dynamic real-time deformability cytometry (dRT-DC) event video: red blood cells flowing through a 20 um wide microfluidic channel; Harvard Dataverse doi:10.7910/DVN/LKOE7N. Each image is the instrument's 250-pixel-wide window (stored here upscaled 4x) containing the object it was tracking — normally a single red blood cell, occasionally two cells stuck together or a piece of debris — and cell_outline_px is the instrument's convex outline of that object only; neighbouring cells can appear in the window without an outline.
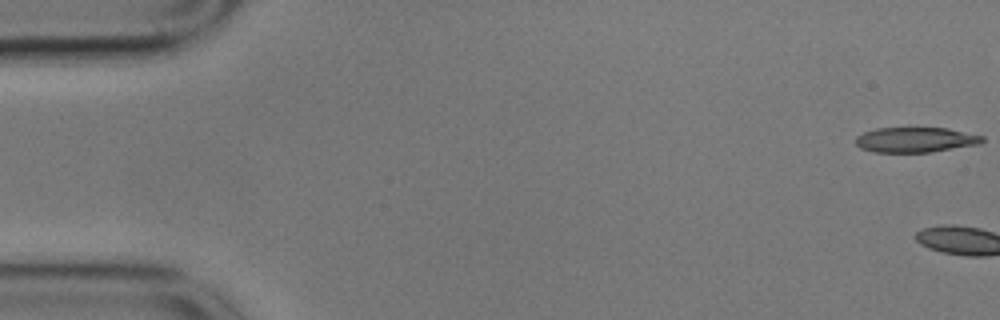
{"species": "common noctule bat (a hibernating species)", "species_latin": "Nyctalus noctula", "temperature_condition": "cold", "stored_images_in_passage": 3, "camera_frame_rate_fps": 3000, "um_per_image_px": 0.085, "animal": {"sex": "male", "body_mass_g": 17.9}, "frame": {"image": 1, "passage_image": 1, "time_ms": 0.0, "image_size_px": [1000, 320], "cell_outline_px": [[984, 140], [980, 144], [928, 152], [872, 152], [860, 148], [856, 144], [856, 136], [864, 132], [876, 128], [948, 128], [984, 136]], "centroid_in_image_um": [77.81, 11.88], "position_along_channel_um": 7.2, "area_um2": 18.5}}